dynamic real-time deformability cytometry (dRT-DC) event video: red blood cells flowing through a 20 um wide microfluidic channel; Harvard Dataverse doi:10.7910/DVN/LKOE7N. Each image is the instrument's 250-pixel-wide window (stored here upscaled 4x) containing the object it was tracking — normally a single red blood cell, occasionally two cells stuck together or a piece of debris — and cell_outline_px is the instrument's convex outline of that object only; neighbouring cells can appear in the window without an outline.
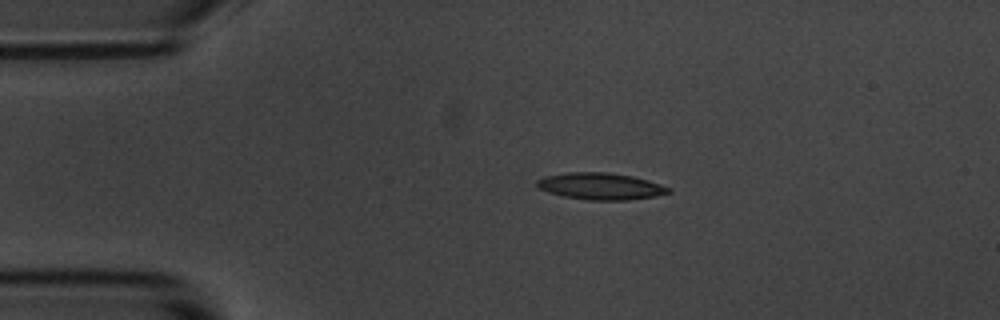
{"species": "common noctule bat (a hibernating species)", "species_latin": "Nyctalus noctula", "temperature_condition": "room temperature", "stored_images_in_passage": 5, "camera_frame_rate_fps": 3000, "um_per_image_px": 0.085, "animal": {"sex": "male", "body_mass_g": 20.1, "forearm_length_mm": 53.5}, "frame": {"image": 1, "passage_image": 2, "time_ms": 1.333, "image_size_px": [1000, 320], "cell_outline_px": [[672, 192], [656, 196], [628, 200], [588, 200], [564, 196], [548, 192], [540, 188], [536, 184], [536, 180], [544, 176], [568, 172], [608, 172], [632, 176], [648, 180], [672, 188]], "centroid_in_image_um": [51.07, 15.83], "position_along_channel_um": 33.9, "area_um2": 20.58}}
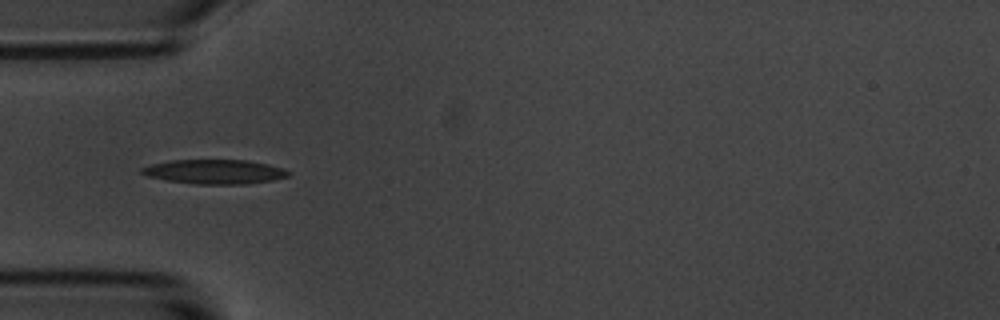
{"frame": {"image": 2, "passage_image": 4, "time_ms": 3.333, "image_size_px": [1000, 320], "cell_outline_px": [[292, 172], [288, 176], [272, 180], [244, 184], [196, 184], [164, 180], [148, 176], [140, 172], [140, 168], [152, 164], [168, 160], [248, 160], [268, 164], [284, 168]], "centroid_in_image_um": [18.24, 14.59], "position_along_channel_um": 66.8, "area_um2": 20.92}}